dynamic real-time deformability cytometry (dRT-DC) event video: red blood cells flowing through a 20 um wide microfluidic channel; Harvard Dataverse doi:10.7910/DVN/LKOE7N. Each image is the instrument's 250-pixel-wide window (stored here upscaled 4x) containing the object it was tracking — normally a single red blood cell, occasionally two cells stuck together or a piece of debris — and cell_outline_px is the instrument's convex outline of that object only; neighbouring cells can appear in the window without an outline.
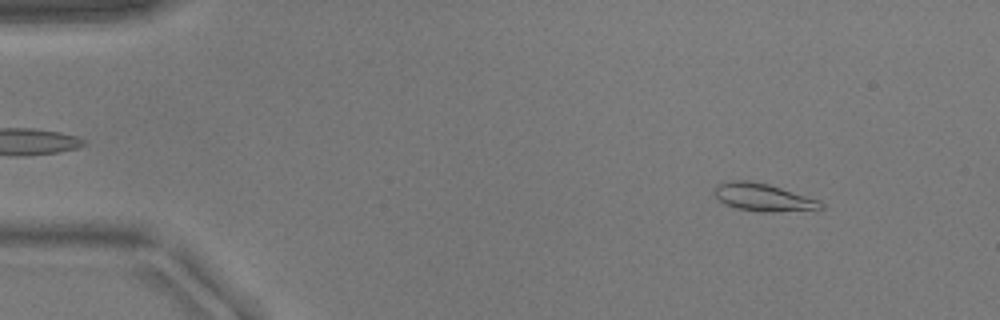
{"species": "common noctule bat (a hibernating species)", "species_latin": "Nyctalus noctula", "temperature_condition": "warm", "stored_images_in_passage": 52, "camera_frame_rate_fps": 3000, "um_per_image_px": 0.085, "animal": {"sex": "male", "body_mass_g": 17.9}, "frame": {"image": 1, "passage_image": 6, "time_ms": 1.667, "image_size_px": [1000, 320], "cell_outline_px": [[824, 208], [772, 212], [764, 212], [736, 208], [724, 204], [712, 192], [716, 184], [732, 180], [748, 180], [768, 184], [820, 200], [824, 204]], "centroid_in_image_um": [64.83, 16.76], "position_along_channel_um": 20.2, "area_um2": 17.11}}
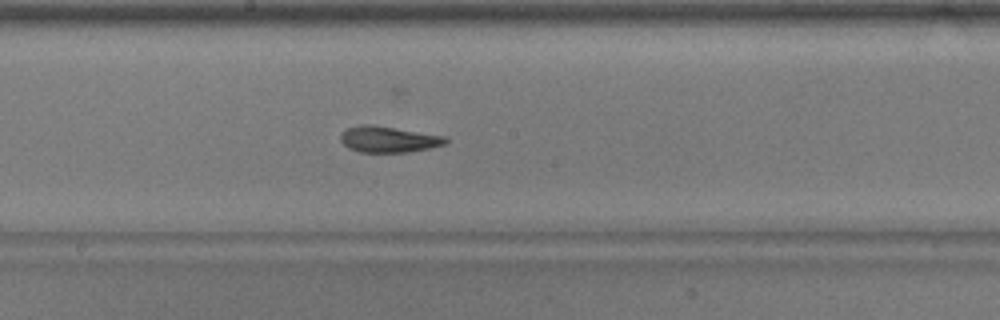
{"frame": {"image": 2, "passage_image": 28, "time_ms": 9.0, "image_size_px": [1000, 320], "cell_outline_px": [[448, 140], [444, 144], [432, 148], [408, 152], [360, 152], [348, 148], [340, 140], [340, 136], [348, 128], [360, 124], [372, 124], [444, 136]], "centroid_in_image_um": [33.01, 11.84], "position_along_channel_um": 215.2, "area_um2": 15.9}}
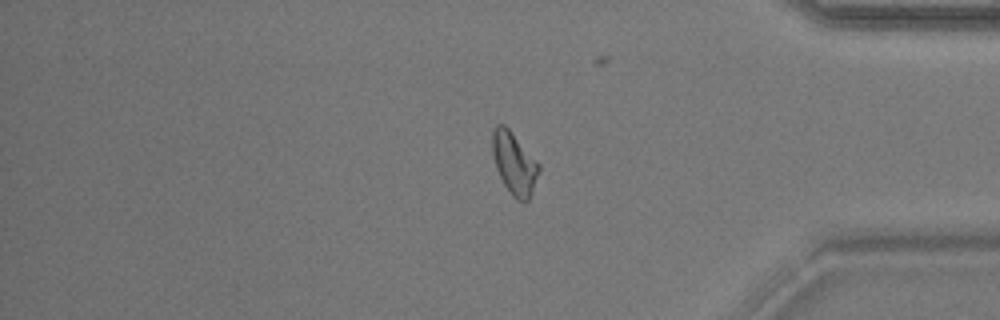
{"frame": {"image": 3, "passage_image": 43, "time_ms": 14.0, "image_size_px": [1000, 320], "cell_outline_px": [[540, 172], [532, 192], [528, 200], [524, 204], [516, 200], [512, 196], [504, 184], [496, 168], [492, 152], [492, 128], [496, 124], [504, 124], [508, 128], [540, 164]], "centroid_in_image_um": [43.71, 13.9], "position_along_channel_um": 391.5, "area_um2": 16.99}}